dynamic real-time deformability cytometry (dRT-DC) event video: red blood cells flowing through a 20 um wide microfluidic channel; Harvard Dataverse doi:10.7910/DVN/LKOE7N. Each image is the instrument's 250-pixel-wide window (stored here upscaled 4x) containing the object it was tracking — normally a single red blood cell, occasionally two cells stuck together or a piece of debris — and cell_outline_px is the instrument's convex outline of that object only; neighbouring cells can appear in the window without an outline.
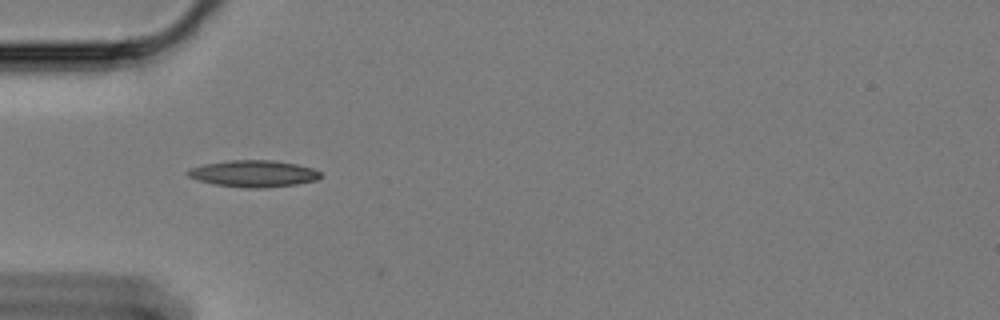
{"species": "Egyptian fruit bat (a non-hibernating species)", "species_latin": "Rousettus aegyptiacus", "temperature_condition": "cold", "stored_images_in_passage": 35, "camera_frame_rate_fps": 3000, "um_per_image_px": 0.085, "animal": {"sex": "female"}, "frame": {"image": 1, "passage_image": 1, "time_ms": 0.0, "image_size_px": [1000, 320], "cell_outline_px": [[324, 176], [316, 180], [296, 184], [264, 188], [248, 188], [216, 184], [196, 180], [188, 176], [184, 172], [188, 168], [204, 164], [228, 160], [272, 160], [296, 164], [312, 168], [320, 172]], "centroid_in_image_um": [21.53, 14.75], "position_along_channel_um": 63.5, "area_um2": 20.75}}
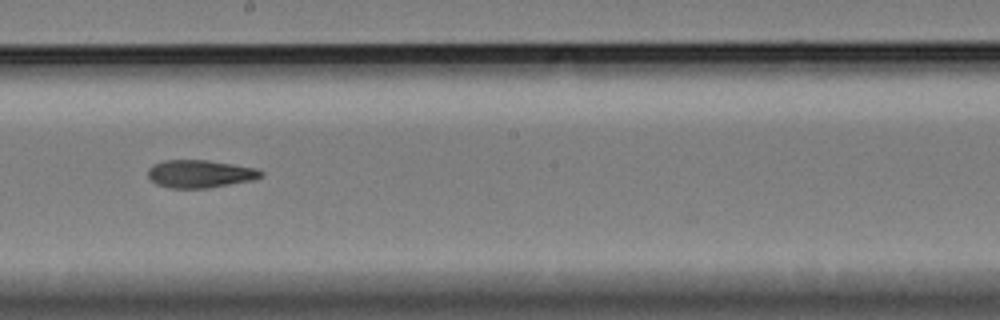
{"frame": {"image": 2, "passage_image": 16, "time_ms": 5.0, "image_size_px": [1000, 320], "cell_outline_px": [[264, 172], [260, 176], [252, 180], [208, 188], [168, 188], [156, 184], [148, 176], [148, 168], [152, 164], [164, 160], [208, 160], [256, 168]], "centroid_in_image_um": [16.96, 14.77], "position_along_channel_um": 231.2, "area_um2": 18.26}}
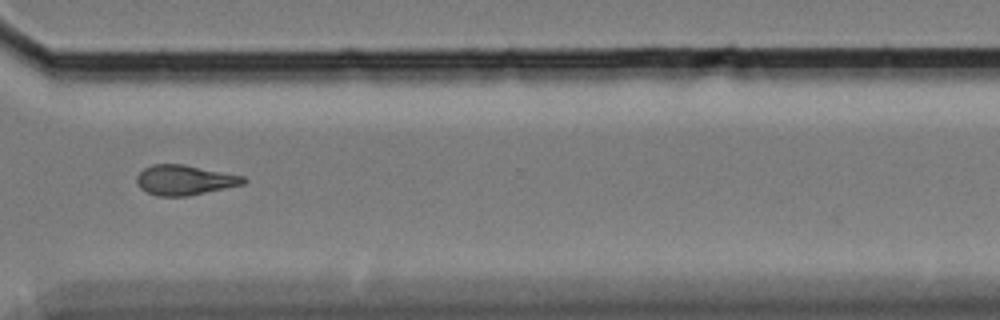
{"frame": {"image": 3, "passage_image": 27, "time_ms": 8.667, "image_size_px": [1000, 320], "cell_outline_px": [[248, 180], [244, 184], [188, 196], [156, 196], [140, 188], [136, 184], [136, 176], [144, 168], [152, 164], [184, 164], [244, 176]], "centroid_in_image_um": [15.68, 15.3], "position_along_channel_um": 354.9, "area_um2": 18.73}, "authors_computed_cell_mechanics": {"area_um2": 18.6116, "velocity_mm_per_s": 3.3722, "shape_relaxation_time_tau1_ms": null, "shape_relaxation_time_tau2_ms": 10.4416, "deformation_change_tau1": null, "deformation_change_tau2": 0.2065}}